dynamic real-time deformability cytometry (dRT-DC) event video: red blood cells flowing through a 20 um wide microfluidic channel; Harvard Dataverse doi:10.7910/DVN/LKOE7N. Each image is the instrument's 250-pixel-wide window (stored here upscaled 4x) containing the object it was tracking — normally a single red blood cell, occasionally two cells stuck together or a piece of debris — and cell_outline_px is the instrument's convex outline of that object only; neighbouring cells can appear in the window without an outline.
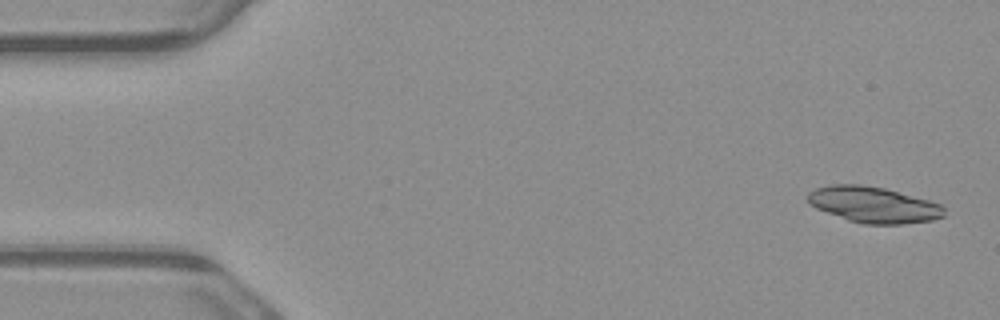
{"species": "common noctule bat (a hibernating species)", "species_latin": "Nyctalus noctula", "temperature_condition": "warm", "stored_images_in_passage": 4, "camera_frame_rate_fps": 3000, "um_per_image_px": 0.085, "animal": {"sex": "male", "body_mass_g": 23.1, "forearm_length_mm": 52.7}, "frame": {"image": 1, "passage_image": 1, "time_ms": 0.0, "image_size_px": [1000, 320], "cell_outline_px": [[944, 216], [932, 220], [900, 224], [864, 224], [848, 220], [816, 208], [808, 200], [808, 192], [816, 188], [832, 184], [860, 184], [884, 188], [928, 200], [940, 204], [944, 208]], "centroid_in_image_um": [74.24, 17.4], "position_along_channel_um": 10.8, "area_um2": 28.32}}